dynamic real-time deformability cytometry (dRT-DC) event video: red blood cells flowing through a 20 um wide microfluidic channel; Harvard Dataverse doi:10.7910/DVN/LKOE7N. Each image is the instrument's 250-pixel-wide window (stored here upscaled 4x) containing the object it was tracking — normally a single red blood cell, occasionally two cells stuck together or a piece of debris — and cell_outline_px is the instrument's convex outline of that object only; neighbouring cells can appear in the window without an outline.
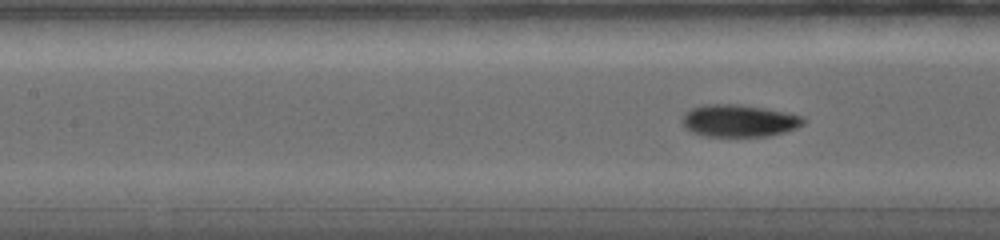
{"species": "common noctule bat (a hibernating species)", "species_latin": "Nyctalus noctula", "temperature_condition": "warm", "stored_images_in_passage": 39, "camera_frame_rate_fps": 5000, "um_per_image_px": 0.085, "animal": {"sex": "female", "body_mass_g": 19.0, "forearm_length_mm": 56.7}, "frame": {"image": 1, "passage_image": 34, "time_ms": 5.4, "image_size_px": [1000, 240], "cell_outline_px": [[804, 124], [796, 128], [784, 132], [768, 136], [704, 136], [692, 132], [684, 128], [680, 120], [692, 108], [700, 104], [744, 104], [804, 116]], "centroid_in_image_um": [62.8, 10.26], "position_along_channel_um": 144.6, "area_um2": 22.89}}
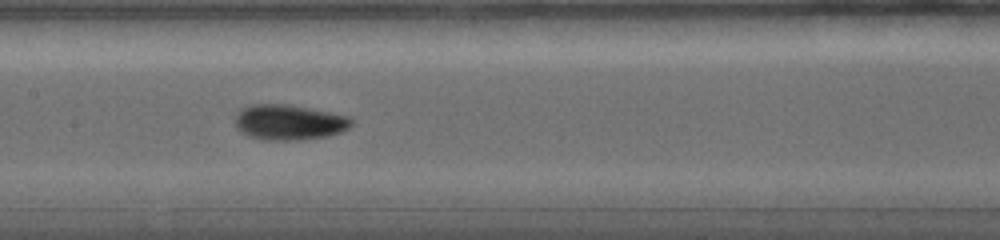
{"frame": {"image": 2, "passage_image": 38, "time_ms": 6.4, "image_size_px": [1000, 240], "cell_outline_px": [[352, 124], [348, 128], [340, 132], [328, 136], [304, 140], [268, 140], [248, 136], [240, 132], [236, 128], [236, 112], [240, 108], [252, 104], [284, 104], [328, 112], [348, 116], [352, 120]], "centroid_in_image_um": [24.53, 10.4], "position_along_channel_um": 182.9, "area_um2": 23.93}}